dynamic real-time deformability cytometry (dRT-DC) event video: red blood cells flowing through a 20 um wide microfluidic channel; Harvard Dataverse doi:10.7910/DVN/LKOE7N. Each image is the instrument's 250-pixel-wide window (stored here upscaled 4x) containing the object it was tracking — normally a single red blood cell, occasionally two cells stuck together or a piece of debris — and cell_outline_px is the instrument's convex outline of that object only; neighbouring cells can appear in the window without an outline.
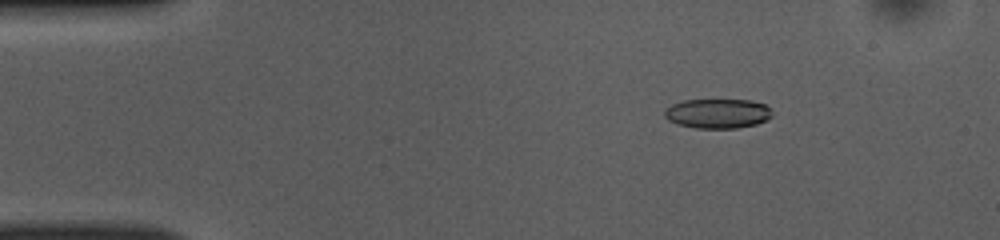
{"species": "common noctule bat (a hibernating species)", "species_latin": "Nyctalus noctula", "temperature_condition": "room temperature", "stored_images_in_passage": 51, "camera_frame_rate_fps": 3000, "um_per_image_px": 0.085, "animal": {"sex": "female", "body_mass_g": 10.0, "forearm_length_mm": 53.1}, "frame": {"image": 1, "passage_image": 8, "time_ms": 2.333, "image_size_px": [1000, 240], "cell_outline_px": [[772, 116], [756, 124], [736, 128], [696, 128], [676, 124], [668, 120], [664, 116], [664, 108], [672, 104], [684, 100], [752, 100], [764, 104], [772, 112]], "centroid_in_image_um": [60.95, 9.64], "position_along_channel_um": 24.0, "area_um2": 18.55}}
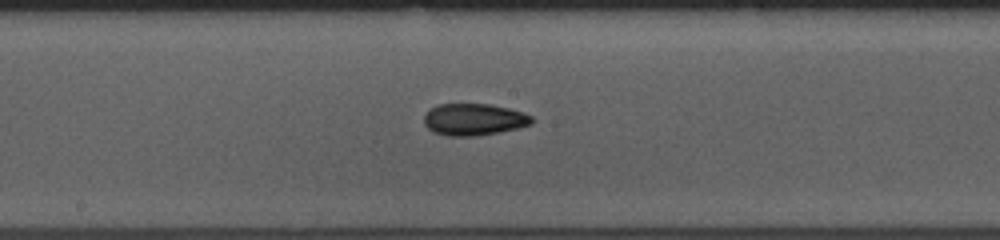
{"frame": {"image": 2, "passage_image": 27, "time_ms": 8.667, "image_size_px": [1000, 240], "cell_outline_px": [[532, 124], [516, 128], [476, 136], [448, 136], [432, 132], [424, 124], [424, 116], [428, 108], [436, 104], [488, 104], [508, 108], [524, 112], [532, 116]], "centroid_in_image_um": [40.23, 10.15], "position_along_channel_um": 208.0, "area_um2": 20.06}}
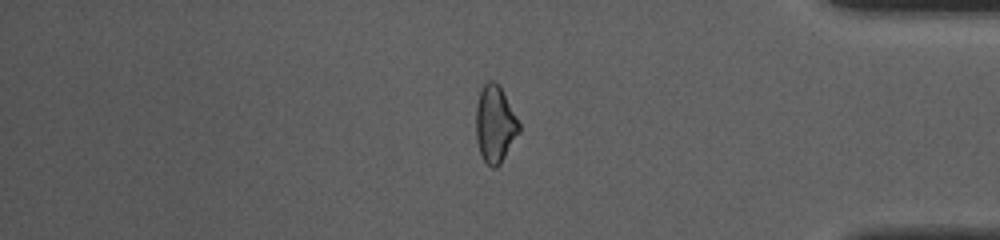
{"frame": {"image": 3, "passage_image": 43, "time_ms": 14.0, "image_size_px": [1000, 240], "cell_outline_px": [[520, 132], [500, 164], [496, 168], [492, 168], [484, 160], [480, 152], [476, 136], [476, 104], [480, 92], [484, 84], [488, 80], [492, 80], [500, 84], [520, 124]], "centroid_in_image_um": [42.08, 10.53], "position_along_channel_um": 393.1, "area_um2": 19.36}, "authors_computed_cell_mechanics": {"area_um2": 19.4208, "velocity_mm_per_s": 3.9665, "shape_relaxation_time_tau1_ms": 10.463, "shape_relaxation_time_tau2_ms": 2.1436, "deformation_change_tau1": 0.2061, "deformation_change_tau2": 0.0786}}